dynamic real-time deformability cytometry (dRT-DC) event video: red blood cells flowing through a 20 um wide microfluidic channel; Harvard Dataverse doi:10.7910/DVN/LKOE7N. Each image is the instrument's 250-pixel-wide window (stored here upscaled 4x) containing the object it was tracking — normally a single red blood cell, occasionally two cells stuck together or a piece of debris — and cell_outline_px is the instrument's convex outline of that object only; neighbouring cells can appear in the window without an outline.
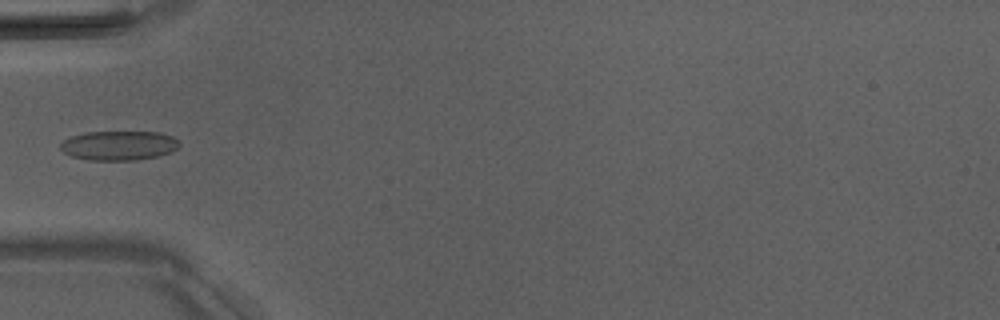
{"species": "Egyptian fruit bat (a non-hibernating species)", "species_latin": "Rousettus aegyptiacus", "temperature_condition": "room temperature", "stored_images_in_passage": 7, "camera_frame_rate_fps": 3000, "um_per_image_px": 0.085, "animal": {"sex": "male"}, "frame": {"image": 1, "passage_image": 5, "time_ms": 4.667, "image_size_px": [1000, 320], "cell_outline_px": [[180, 144], [172, 152], [156, 156], [136, 160], [88, 160], [72, 156], [64, 152], [60, 148], [60, 144], [64, 140], [72, 136], [88, 132], [160, 132], [172, 136]], "centroid_in_image_um": [10.1, 12.37], "position_along_channel_um": 74.9, "area_um2": 20.23}}
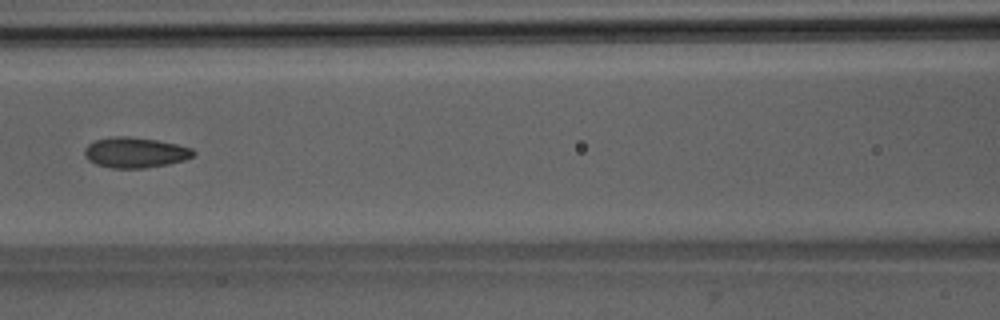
{"frame": {"image": 2, "passage_image": 7, "time_ms": 6.667, "image_size_px": [1000, 320], "cell_outline_px": [[196, 152], [192, 156], [184, 160], [168, 164], [144, 168], [112, 168], [96, 164], [88, 160], [84, 156], [84, 148], [88, 144], [96, 140], [116, 136], [128, 136], [156, 140], [176, 144], [192, 148]], "centroid_in_image_um": [11.47, 12.97], "position_along_channel_um": 155.1, "area_um2": 19.25}}